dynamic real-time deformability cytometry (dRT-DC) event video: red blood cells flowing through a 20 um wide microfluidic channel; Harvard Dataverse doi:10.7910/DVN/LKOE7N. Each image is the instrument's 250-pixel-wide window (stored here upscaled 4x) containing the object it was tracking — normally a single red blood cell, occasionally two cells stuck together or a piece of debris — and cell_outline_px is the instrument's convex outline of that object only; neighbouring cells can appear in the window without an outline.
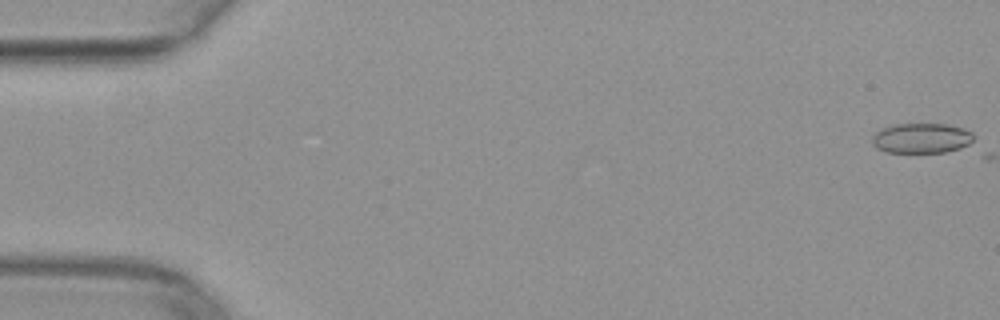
{"species": "common noctule bat (a hibernating species)", "species_latin": "Nyctalus noctula", "temperature_condition": "warm", "stored_images_in_passage": 2, "camera_frame_rate_fps": 3000, "um_per_image_px": 0.085, "animal": {"sex": "female", "body_mass_g": 29.2, "forearm_length_mm": 56.3}, "frame": {"image": 1, "passage_image": 1, "time_ms": 0.0, "image_size_px": [1000, 320], "cell_outline_px": [[972, 140], [968, 144], [960, 148], [944, 152], [888, 152], [876, 148], [872, 144], [872, 136], [876, 132], [884, 128], [896, 124], [944, 124], [964, 128], [972, 132]], "centroid_in_image_um": [78.31, 11.74], "position_along_channel_um": 6.7, "area_um2": 17.57}}